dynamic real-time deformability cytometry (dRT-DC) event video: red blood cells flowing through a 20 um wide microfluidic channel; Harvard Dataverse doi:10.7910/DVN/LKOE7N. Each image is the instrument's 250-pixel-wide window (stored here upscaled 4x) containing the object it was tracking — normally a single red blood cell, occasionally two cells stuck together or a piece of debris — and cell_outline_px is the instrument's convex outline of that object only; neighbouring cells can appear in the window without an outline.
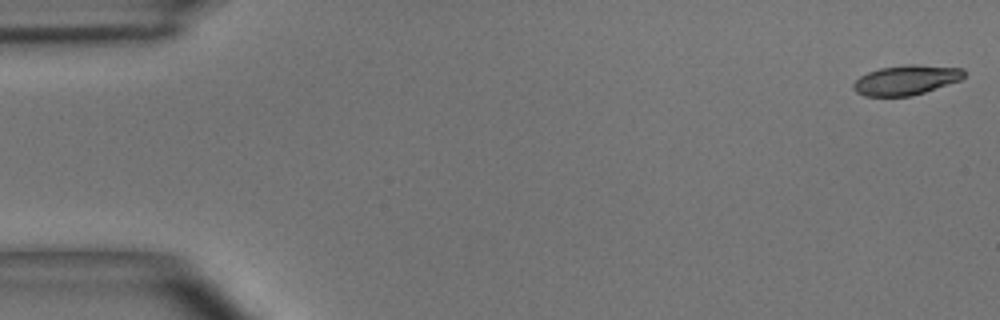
{"species": "common noctule bat (a hibernating species)", "species_latin": "Nyctalus noctula", "temperature_condition": "room temperature", "stored_images_in_passage": 49, "camera_frame_rate_fps": 3000, "um_per_image_px": 0.085, "animal": {"sex": "male", "body_mass_g": 15.6}, "frame": {"image": 1, "passage_image": 1, "time_ms": 0.0, "image_size_px": [1000, 320], "cell_outline_px": [[964, 76], [960, 80], [912, 96], [864, 96], [856, 92], [852, 88], [852, 84], [860, 76], [868, 72], [880, 68], [908, 64], [916, 64], [964, 68]], "centroid_in_image_um": [77.0, 6.8], "position_along_channel_um": 8.0, "area_um2": 19.19}}
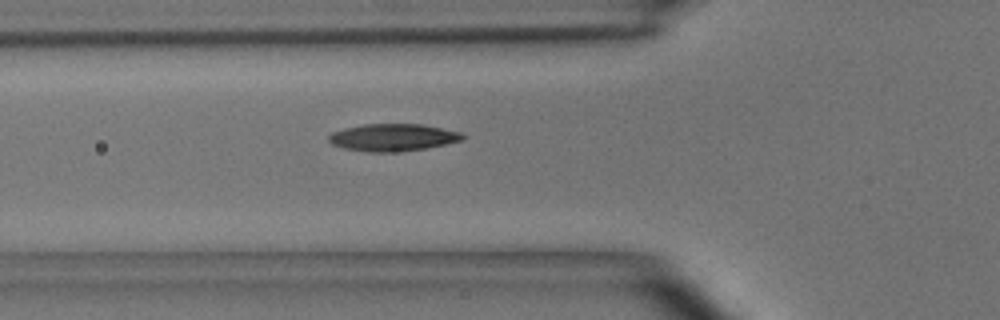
{"frame": {"image": 2, "passage_image": 17, "time_ms": 5.333, "image_size_px": [1000, 320], "cell_outline_px": [[464, 140], [428, 148], [392, 152], [368, 152], [344, 148], [332, 144], [328, 140], [328, 136], [332, 132], [344, 128], [364, 124], [420, 124], [460, 132], [464, 136]], "centroid_in_image_um": [33.38, 11.68], "position_along_channel_um": 92.4, "area_um2": 21.21}}
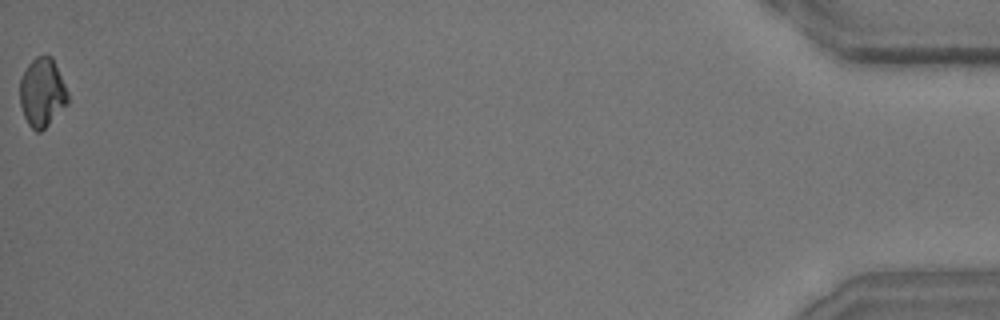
{"frame": {"image": 3, "passage_image": 49, "time_ms": 16.0, "image_size_px": [1000, 320], "cell_outline_px": [[68, 104], [40, 132], [36, 132], [28, 124], [24, 116], [20, 104], [20, 80], [28, 64], [36, 56], [52, 56], [68, 92]], "centroid_in_image_um": [3.59, 7.87], "position_along_channel_um": 431.6, "area_um2": 19.07}, "authors_computed_cell_mechanics": {"area_um2": 20.23, "velocity_mm_per_s": 4.0719, "shape_relaxation_time_tau1_ms": 3.6079, "shape_relaxation_time_tau2_ms": null, "deformation_change_tau1": 0.1207, "deformation_change_tau2": null}}